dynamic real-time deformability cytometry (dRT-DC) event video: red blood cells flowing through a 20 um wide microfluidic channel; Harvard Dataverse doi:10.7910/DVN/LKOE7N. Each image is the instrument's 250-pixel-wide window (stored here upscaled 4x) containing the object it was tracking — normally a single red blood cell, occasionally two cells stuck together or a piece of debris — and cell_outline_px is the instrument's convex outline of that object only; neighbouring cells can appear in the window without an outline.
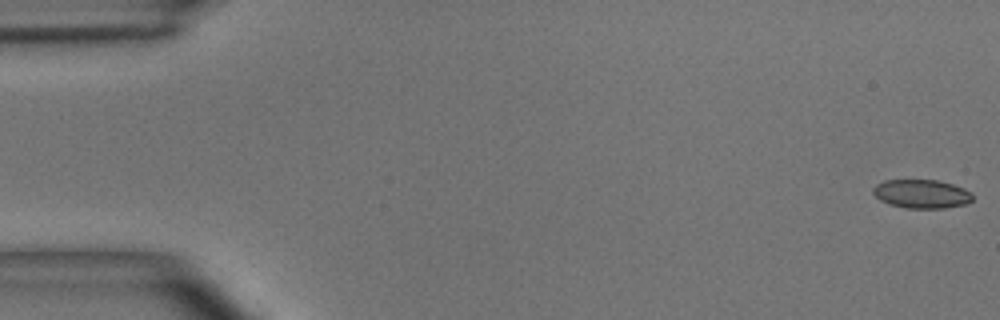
{"species": "common noctule bat (a hibernating species)", "species_latin": "Nyctalus noctula", "temperature_condition": "room temperature", "stored_images_in_passage": 13, "camera_frame_rate_fps": 3000, "um_per_image_px": 0.085, "animal": {"sex": "male", "body_mass_g": 15.6}, "frame": {"image": 1, "passage_image": 1, "time_ms": 0.0, "image_size_px": [1000, 320], "cell_outline_px": [[972, 200], [964, 204], [944, 208], [908, 208], [888, 204], [880, 200], [872, 192], [872, 188], [876, 184], [884, 180], [936, 180], [952, 184], [964, 188], [972, 192]], "centroid_in_image_um": [78.31, 16.47], "position_along_channel_um": 6.7, "area_um2": 16.65}}